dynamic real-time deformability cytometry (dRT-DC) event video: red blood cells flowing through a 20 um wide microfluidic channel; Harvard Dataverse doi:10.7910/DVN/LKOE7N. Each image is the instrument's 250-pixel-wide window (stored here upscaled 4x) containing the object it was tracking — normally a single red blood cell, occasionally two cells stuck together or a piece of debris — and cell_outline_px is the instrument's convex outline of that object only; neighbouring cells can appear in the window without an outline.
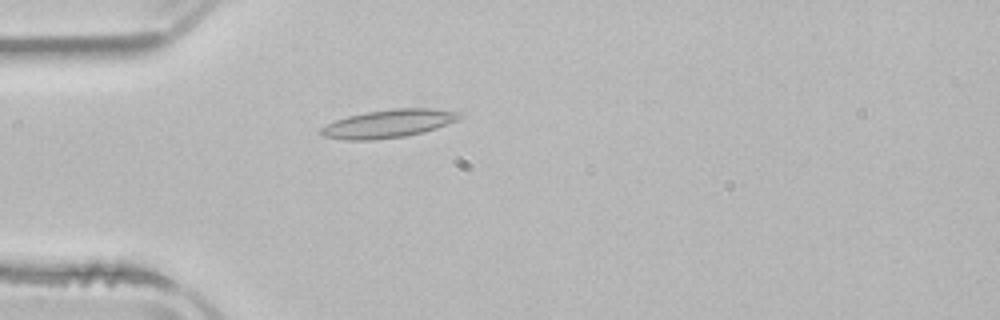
{"species": "common noctule bat (a hibernating species)", "species_latin": "Nyctalus noctula", "temperature_condition": "room temperature", "stored_images_in_passage": 4, "camera_frame_rate_fps": 3000, "um_per_image_px": 0.085, "animal": {"sex": "male", "body_mass_g": 21.5, "forearm_length_mm": 52.0}, "frame": {"image": 1, "passage_image": 4, "time_ms": 4.0, "image_size_px": [1000, 320], "cell_outline_px": [[468, 112], [460, 120], [424, 132], [404, 136], [372, 140], [348, 140], [324, 136], [320, 132], [320, 128], [336, 120], [348, 116], [364, 112], [392, 108], [428, 108]], "centroid_in_image_um": [33.13, 10.49], "position_along_channel_um": 51.9, "area_um2": 22.95}}